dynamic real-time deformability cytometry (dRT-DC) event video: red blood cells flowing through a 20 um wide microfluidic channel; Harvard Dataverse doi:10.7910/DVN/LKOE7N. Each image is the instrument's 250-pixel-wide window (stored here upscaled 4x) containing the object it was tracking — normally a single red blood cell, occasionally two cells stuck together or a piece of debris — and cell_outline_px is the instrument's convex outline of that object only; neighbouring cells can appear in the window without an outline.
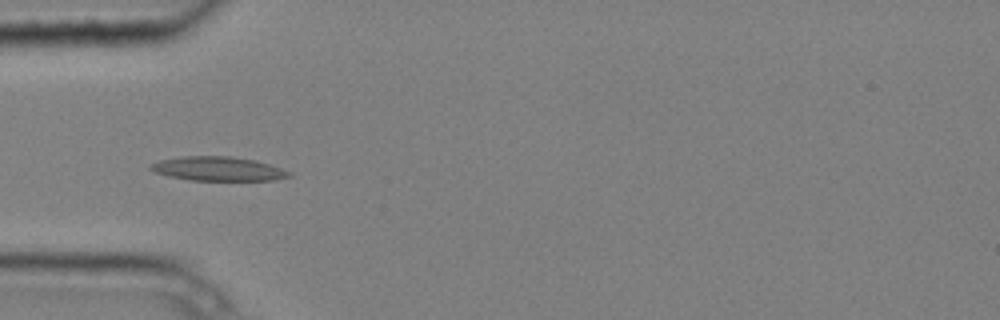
{"species": "common noctule bat (a hibernating species)", "species_latin": "Nyctalus noctula", "temperature_condition": "cold", "stored_images_in_passage": 6, "camera_frame_rate_fps": 3000, "um_per_image_px": 0.085, "animal": {"sex": "male", "body_mass_g": 20.4}, "frame": {"image": 1, "passage_image": 2, "time_ms": 0.333, "image_size_px": [1000, 320], "cell_outline_px": [[292, 176], [272, 180], [192, 180], [168, 176], [156, 172], [148, 168], [152, 164], [160, 160], [184, 156], [228, 156], [256, 160], [292, 172]], "centroid_in_image_um": [18.55, 14.34], "position_along_channel_um": 66.4, "area_um2": 19.25}}
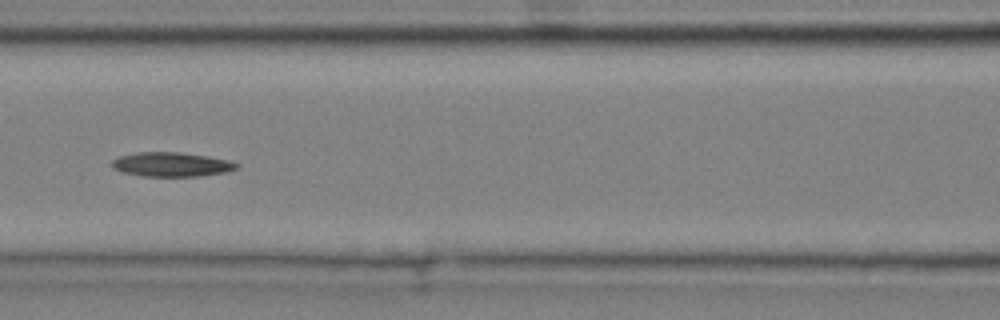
{"frame": {"image": 2, "passage_image": 4, "time_ms": 1.0, "image_size_px": [1000, 320], "cell_outline_px": [[240, 168], [224, 172], [200, 176], [140, 176], [124, 172], [112, 168], [112, 160], [120, 156], [136, 152], [180, 152], [208, 156], [228, 160], [240, 164]], "centroid_in_image_um": [14.59, 13.97], "position_along_channel_um": 152.0, "area_um2": 17.69}}
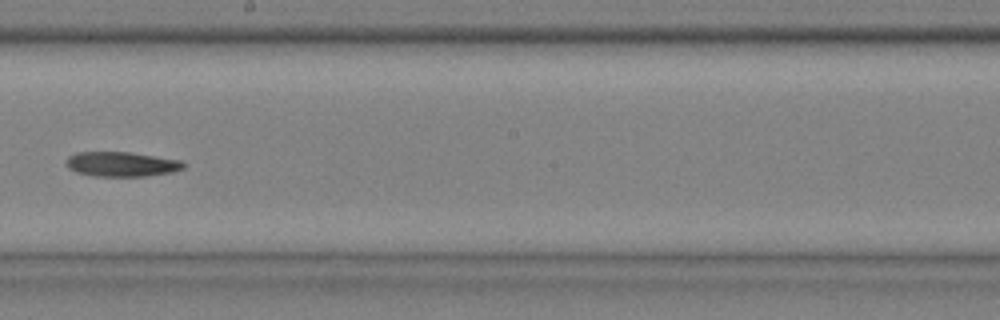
{"frame": {"image": 3, "passage_image": 6, "time_ms": 1.667, "image_size_px": [1000, 320], "cell_outline_px": [[188, 164], [184, 168], [172, 172], [144, 176], [92, 176], [76, 172], [68, 168], [68, 156], [76, 152], [128, 152], [180, 160]], "centroid_in_image_um": [10.35, 13.95], "position_along_channel_um": 237.8, "area_um2": 16.82}}